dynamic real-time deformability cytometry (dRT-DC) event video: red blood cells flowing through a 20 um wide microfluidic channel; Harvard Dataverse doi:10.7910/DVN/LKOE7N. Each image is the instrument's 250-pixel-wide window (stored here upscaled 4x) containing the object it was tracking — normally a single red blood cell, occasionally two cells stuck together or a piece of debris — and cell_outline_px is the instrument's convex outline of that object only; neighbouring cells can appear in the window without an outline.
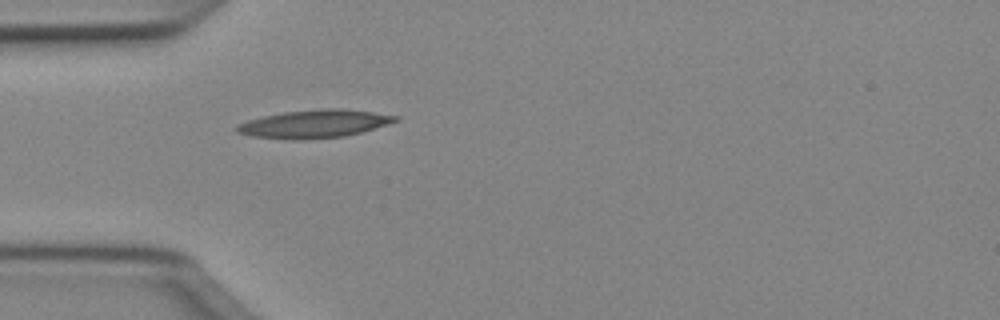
{"species": "Egyptian fruit bat (a non-hibernating species)", "species_latin": "Rousettus aegyptiacus", "temperature_condition": "cold", "stored_images_in_passage": 36, "camera_frame_rate_fps": 3000, "um_per_image_px": 0.085, "animal": {"sex": "female"}, "frame": {"image": 1, "passage_image": 1, "time_ms": 0.0, "image_size_px": [1000, 320], "cell_outline_px": [[400, 120], [388, 124], [360, 132], [344, 136], [300, 140], [292, 140], [252, 136], [236, 132], [232, 128], [248, 120], [264, 116], [284, 112], [320, 108], [344, 108], [400, 116]], "centroid_in_image_um": [26.72, 10.52], "position_along_channel_um": 58.3, "area_um2": 25.95}}
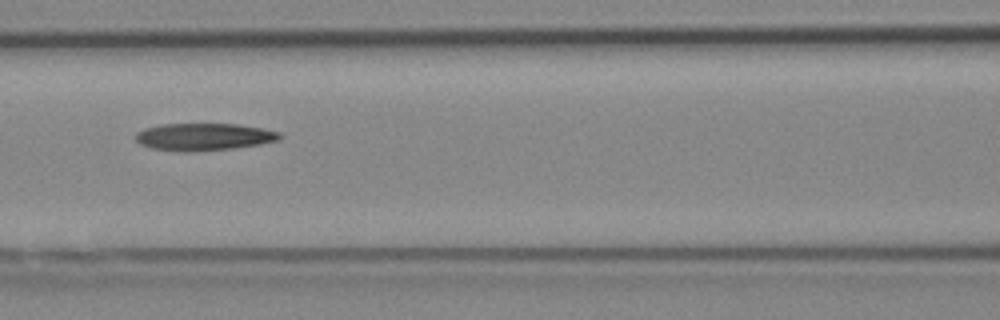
{"frame": {"image": 2, "passage_image": 8, "time_ms": 2.333, "image_size_px": [1000, 320], "cell_outline_px": [[284, 136], [280, 140], [260, 144], [232, 148], [196, 152], [176, 152], [152, 148], [140, 144], [136, 140], [136, 132], [144, 128], [160, 124], [236, 124], [264, 128], [280, 132]], "centroid_in_image_um": [17.34, 11.63], "position_along_channel_um": 149.3, "area_um2": 23.24}}
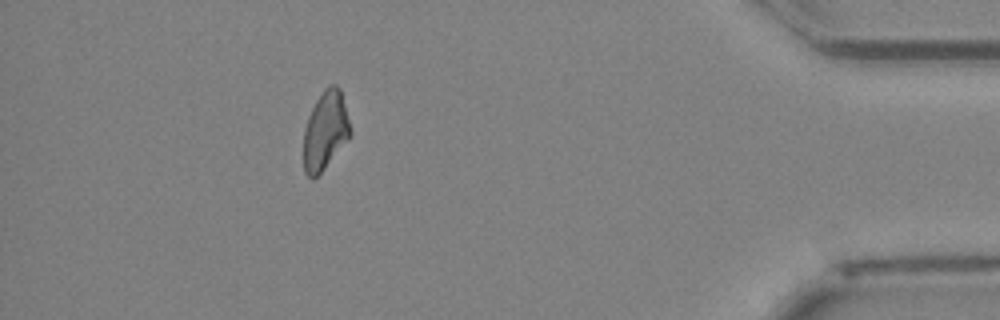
{"frame": {"image": 3, "passage_image": 31, "time_ms": 10.0, "image_size_px": [1000, 320], "cell_outline_px": [[352, 132], [348, 140], [324, 168], [312, 180], [304, 172], [304, 128], [308, 116], [316, 100], [324, 88], [328, 84], [336, 84], [340, 88]], "centroid_in_image_um": [27.65, 11.08], "position_along_channel_um": 407.5, "area_um2": 21.33}}